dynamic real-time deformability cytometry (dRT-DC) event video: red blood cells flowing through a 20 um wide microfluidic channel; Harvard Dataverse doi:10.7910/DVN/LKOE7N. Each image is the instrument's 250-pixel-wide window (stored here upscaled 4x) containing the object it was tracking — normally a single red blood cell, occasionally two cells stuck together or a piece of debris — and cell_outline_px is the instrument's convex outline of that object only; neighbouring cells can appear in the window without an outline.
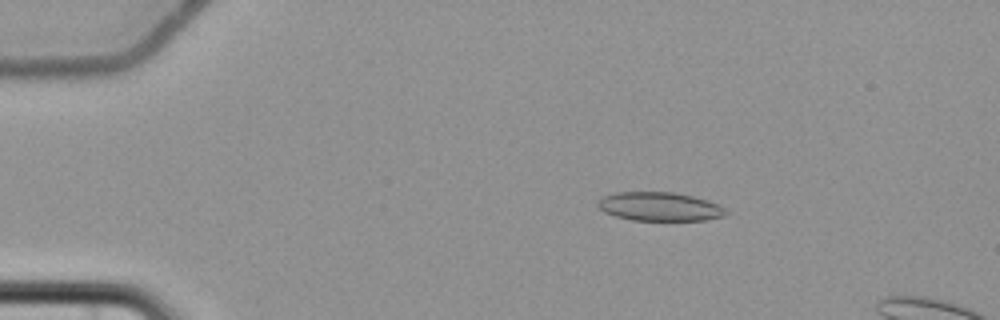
{"species": "common noctule bat (a hibernating species)", "species_latin": "Nyctalus noctula", "temperature_condition": "cold", "stored_images_in_passage": 6, "camera_frame_rate_fps": 3000, "um_per_image_px": 0.085, "animal": {"sex": "female", "body_mass_g": 22.7, "forearm_length_mm": 54.2}, "frame": {"image": 1, "passage_image": 3, "time_ms": 3.333, "image_size_px": [1000, 320], "cell_outline_px": [[728, 212], [724, 216], [708, 220], [632, 220], [616, 216], [604, 212], [596, 204], [596, 200], [604, 196], [616, 192], [676, 192], [708, 200], [724, 208]], "centroid_in_image_um": [56.05, 17.55], "position_along_channel_um": 28.9, "area_um2": 21.5}}